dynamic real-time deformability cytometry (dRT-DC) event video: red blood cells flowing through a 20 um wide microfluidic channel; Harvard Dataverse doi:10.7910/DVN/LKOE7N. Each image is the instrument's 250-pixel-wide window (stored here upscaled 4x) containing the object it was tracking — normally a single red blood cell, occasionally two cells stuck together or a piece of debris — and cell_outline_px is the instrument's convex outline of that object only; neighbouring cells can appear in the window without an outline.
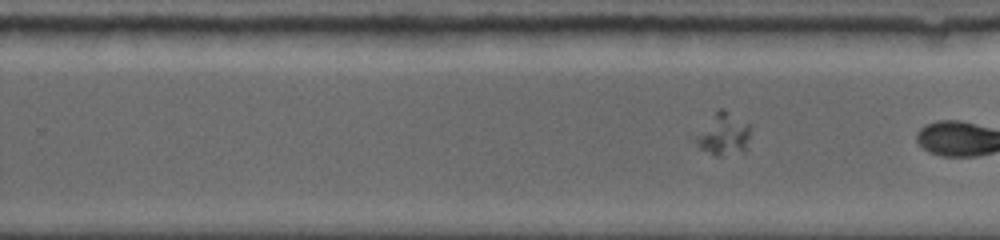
{"species": "common noctule bat (a hibernating species)", "species_latin": "Nyctalus noctula", "temperature_condition": "room temperature", "stored_images_in_passage": 41, "segment_of_instrument_passage": [2, 2], "camera_frame_rate_fps": 5000, "um_per_image_px": 0.085, "animal": {"sex": "female", "body_mass_g": 19.0, "forearm_length_mm": 56.7}, "frame": {"image": 1, "passage_image": 30, "time_ms": 9.4, "image_size_px": [1000, 240], "cell_outline_px": [[752, 124], [744, 152], [724, 156], [712, 156], [700, 148], [696, 140], [696, 136], [716, 112], [720, 108], [724, 108]], "centroid_in_image_um": [61.56, 11.42], "position_along_channel_um": 268.2, "area_um2": 13.41}}
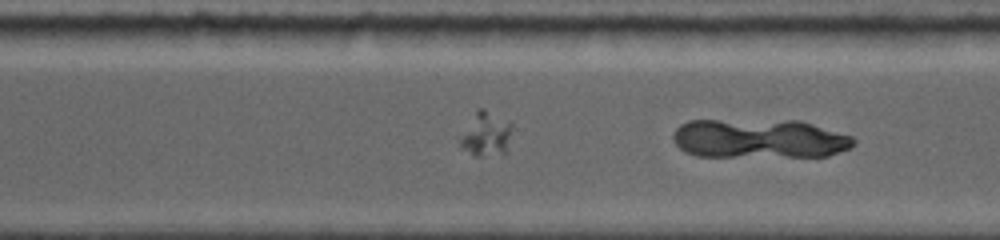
{"frame": {"image": 2, "passage_image": 35, "time_ms": 11.0, "image_size_px": [1000, 240], "cell_outline_px": [[512, 128], [504, 152], [484, 156], [476, 156], [460, 148], [460, 136], [476, 112], [480, 108], [484, 108], [512, 120]], "centroid_in_image_um": [41.32, 11.37], "position_along_channel_um": 329.3, "area_um2": 13.24}}